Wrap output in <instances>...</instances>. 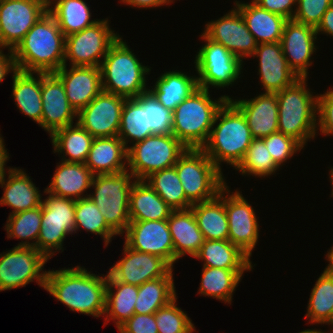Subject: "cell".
Masks as SVG:
<instances>
[{"mask_svg": "<svg viewBox=\"0 0 333 333\" xmlns=\"http://www.w3.org/2000/svg\"><path fill=\"white\" fill-rule=\"evenodd\" d=\"M107 275H95L82 266L47 272L44 289L70 311L92 315L105 313Z\"/></svg>", "mask_w": 333, "mask_h": 333, "instance_id": "obj_1", "label": "cell"}, {"mask_svg": "<svg viewBox=\"0 0 333 333\" xmlns=\"http://www.w3.org/2000/svg\"><path fill=\"white\" fill-rule=\"evenodd\" d=\"M17 69L55 73L64 65L65 35L49 13H45L13 50Z\"/></svg>", "mask_w": 333, "mask_h": 333, "instance_id": "obj_2", "label": "cell"}, {"mask_svg": "<svg viewBox=\"0 0 333 333\" xmlns=\"http://www.w3.org/2000/svg\"><path fill=\"white\" fill-rule=\"evenodd\" d=\"M253 139L246 117L227 100L217 112L209 138L201 149L222 172V162L234 168L239 165Z\"/></svg>", "mask_w": 333, "mask_h": 333, "instance_id": "obj_3", "label": "cell"}, {"mask_svg": "<svg viewBox=\"0 0 333 333\" xmlns=\"http://www.w3.org/2000/svg\"><path fill=\"white\" fill-rule=\"evenodd\" d=\"M227 95L213 100L209 90L198 87L172 112V134L187 148L201 149L207 142L215 117Z\"/></svg>", "mask_w": 333, "mask_h": 333, "instance_id": "obj_4", "label": "cell"}, {"mask_svg": "<svg viewBox=\"0 0 333 333\" xmlns=\"http://www.w3.org/2000/svg\"><path fill=\"white\" fill-rule=\"evenodd\" d=\"M307 78L275 93L278 102V131L297 140L303 147L316 136L318 96L307 89Z\"/></svg>", "mask_w": 333, "mask_h": 333, "instance_id": "obj_5", "label": "cell"}, {"mask_svg": "<svg viewBox=\"0 0 333 333\" xmlns=\"http://www.w3.org/2000/svg\"><path fill=\"white\" fill-rule=\"evenodd\" d=\"M136 57L121 37L110 46L100 65L103 91L127 99L148 92L145 82L151 69Z\"/></svg>", "mask_w": 333, "mask_h": 333, "instance_id": "obj_6", "label": "cell"}, {"mask_svg": "<svg viewBox=\"0 0 333 333\" xmlns=\"http://www.w3.org/2000/svg\"><path fill=\"white\" fill-rule=\"evenodd\" d=\"M135 181V177L128 170L93 177L91 187L95 192L88 197L96 204L107 225L117 235L123 236L130 223L129 199Z\"/></svg>", "mask_w": 333, "mask_h": 333, "instance_id": "obj_7", "label": "cell"}, {"mask_svg": "<svg viewBox=\"0 0 333 333\" xmlns=\"http://www.w3.org/2000/svg\"><path fill=\"white\" fill-rule=\"evenodd\" d=\"M174 166L192 204L214 199L227 184L223 173L202 149L188 148Z\"/></svg>", "mask_w": 333, "mask_h": 333, "instance_id": "obj_8", "label": "cell"}, {"mask_svg": "<svg viewBox=\"0 0 333 333\" xmlns=\"http://www.w3.org/2000/svg\"><path fill=\"white\" fill-rule=\"evenodd\" d=\"M129 146L127 170L136 180H145L152 173L172 167L188 149L172 133L152 134Z\"/></svg>", "mask_w": 333, "mask_h": 333, "instance_id": "obj_9", "label": "cell"}, {"mask_svg": "<svg viewBox=\"0 0 333 333\" xmlns=\"http://www.w3.org/2000/svg\"><path fill=\"white\" fill-rule=\"evenodd\" d=\"M205 44L195 56V71L198 73V87L209 90L234 85L243 69V61L233 55L222 44L209 39L204 33Z\"/></svg>", "mask_w": 333, "mask_h": 333, "instance_id": "obj_10", "label": "cell"}, {"mask_svg": "<svg viewBox=\"0 0 333 333\" xmlns=\"http://www.w3.org/2000/svg\"><path fill=\"white\" fill-rule=\"evenodd\" d=\"M42 200V221L36 249L51 259L55 252H63V241L75 233L76 200L47 193ZM55 249V251H54Z\"/></svg>", "mask_w": 333, "mask_h": 333, "instance_id": "obj_11", "label": "cell"}, {"mask_svg": "<svg viewBox=\"0 0 333 333\" xmlns=\"http://www.w3.org/2000/svg\"><path fill=\"white\" fill-rule=\"evenodd\" d=\"M120 37L109 26L108 18L65 37L64 65L100 67L110 46Z\"/></svg>", "mask_w": 333, "mask_h": 333, "instance_id": "obj_12", "label": "cell"}, {"mask_svg": "<svg viewBox=\"0 0 333 333\" xmlns=\"http://www.w3.org/2000/svg\"><path fill=\"white\" fill-rule=\"evenodd\" d=\"M49 259L33 247L15 246L0 254V291L24 287L36 280L45 287L47 271L44 264Z\"/></svg>", "mask_w": 333, "mask_h": 333, "instance_id": "obj_13", "label": "cell"}, {"mask_svg": "<svg viewBox=\"0 0 333 333\" xmlns=\"http://www.w3.org/2000/svg\"><path fill=\"white\" fill-rule=\"evenodd\" d=\"M47 12L46 0H0V49L13 51Z\"/></svg>", "mask_w": 333, "mask_h": 333, "instance_id": "obj_14", "label": "cell"}, {"mask_svg": "<svg viewBox=\"0 0 333 333\" xmlns=\"http://www.w3.org/2000/svg\"><path fill=\"white\" fill-rule=\"evenodd\" d=\"M123 251L124 257L109 269L107 281L139 287L149 280L173 277V267L162 257L132 250L125 243Z\"/></svg>", "mask_w": 333, "mask_h": 333, "instance_id": "obj_15", "label": "cell"}, {"mask_svg": "<svg viewBox=\"0 0 333 333\" xmlns=\"http://www.w3.org/2000/svg\"><path fill=\"white\" fill-rule=\"evenodd\" d=\"M126 99L102 90L77 113L76 121L94 138L118 136Z\"/></svg>", "mask_w": 333, "mask_h": 333, "instance_id": "obj_16", "label": "cell"}, {"mask_svg": "<svg viewBox=\"0 0 333 333\" xmlns=\"http://www.w3.org/2000/svg\"><path fill=\"white\" fill-rule=\"evenodd\" d=\"M229 192L226 184L225 210L229 228L228 240L251 257L259 238L256 212L239 191L231 192L232 194Z\"/></svg>", "mask_w": 333, "mask_h": 333, "instance_id": "obj_17", "label": "cell"}, {"mask_svg": "<svg viewBox=\"0 0 333 333\" xmlns=\"http://www.w3.org/2000/svg\"><path fill=\"white\" fill-rule=\"evenodd\" d=\"M205 25L203 32L209 39L222 44L242 61L254 54L258 43L236 7L223 17L211 20Z\"/></svg>", "mask_w": 333, "mask_h": 333, "instance_id": "obj_18", "label": "cell"}, {"mask_svg": "<svg viewBox=\"0 0 333 333\" xmlns=\"http://www.w3.org/2000/svg\"><path fill=\"white\" fill-rule=\"evenodd\" d=\"M125 244L132 250L157 255L174 267V245L167 219L130 221Z\"/></svg>", "mask_w": 333, "mask_h": 333, "instance_id": "obj_19", "label": "cell"}, {"mask_svg": "<svg viewBox=\"0 0 333 333\" xmlns=\"http://www.w3.org/2000/svg\"><path fill=\"white\" fill-rule=\"evenodd\" d=\"M316 40L315 28L293 19L286 21L280 42L288 66L298 78L308 79V67L313 63L311 56L317 49Z\"/></svg>", "mask_w": 333, "mask_h": 333, "instance_id": "obj_20", "label": "cell"}, {"mask_svg": "<svg viewBox=\"0 0 333 333\" xmlns=\"http://www.w3.org/2000/svg\"><path fill=\"white\" fill-rule=\"evenodd\" d=\"M41 127L51 136L56 130L73 125L76 111L69 104L63 83L55 73H41Z\"/></svg>", "mask_w": 333, "mask_h": 333, "instance_id": "obj_21", "label": "cell"}, {"mask_svg": "<svg viewBox=\"0 0 333 333\" xmlns=\"http://www.w3.org/2000/svg\"><path fill=\"white\" fill-rule=\"evenodd\" d=\"M252 56L259 57L258 75L265 93L280 92L299 79L288 66L281 42L258 44Z\"/></svg>", "mask_w": 333, "mask_h": 333, "instance_id": "obj_22", "label": "cell"}, {"mask_svg": "<svg viewBox=\"0 0 333 333\" xmlns=\"http://www.w3.org/2000/svg\"><path fill=\"white\" fill-rule=\"evenodd\" d=\"M55 74L61 79L71 107L78 113L103 89L100 67L63 65Z\"/></svg>", "mask_w": 333, "mask_h": 333, "instance_id": "obj_23", "label": "cell"}, {"mask_svg": "<svg viewBox=\"0 0 333 333\" xmlns=\"http://www.w3.org/2000/svg\"><path fill=\"white\" fill-rule=\"evenodd\" d=\"M246 117L254 139L278 131V102L275 93H261L251 99H230Z\"/></svg>", "mask_w": 333, "mask_h": 333, "instance_id": "obj_24", "label": "cell"}, {"mask_svg": "<svg viewBox=\"0 0 333 333\" xmlns=\"http://www.w3.org/2000/svg\"><path fill=\"white\" fill-rule=\"evenodd\" d=\"M127 155L128 149L118 136L94 138L84 164L94 175L120 173L127 171Z\"/></svg>", "mask_w": 333, "mask_h": 333, "instance_id": "obj_25", "label": "cell"}, {"mask_svg": "<svg viewBox=\"0 0 333 333\" xmlns=\"http://www.w3.org/2000/svg\"><path fill=\"white\" fill-rule=\"evenodd\" d=\"M93 177L94 174L84 163L61 160L45 191L58 197L79 200L89 196L84 193L91 188Z\"/></svg>", "mask_w": 333, "mask_h": 333, "instance_id": "obj_26", "label": "cell"}, {"mask_svg": "<svg viewBox=\"0 0 333 333\" xmlns=\"http://www.w3.org/2000/svg\"><path fill=\"white\" fill-rule=\"evenodd\" d=\"M6 170H8V179L5 176L0 183L1 188L4 187L0 205H7L13 209L9 215L41 206L42 194L28 174L16 167H9Z\"/></svg>", "mask_w": 333, "mask_h": 333, "instance_id": "obj_27", "label": "cell"}, {"mask_svg": "<svg viewBox=\"0 0 333 333\" xmlns=\"http://www.w3.org/2000/svg\"><path fill=\"white\" fill-rule=\"evenodd\" d=\"M167 222L174 245V263L187 254L194 257L205 239L192 209L173 210Z\"/></svg>", "mask_w": 333, "mask_h": 333, "instance_id": "obj_28", "label": "cell"}, {"mask_svg": "<svg viewBox=\"0 0 333 333\" xmlns=\"http://www.w3.org/2000/svg\"><path fill=\"white\" fill-rule=\"evenodd\" d=\"M234 4L258 44L281 41L286 18L261 8L253 0L250 3L236 0Z\"/></svg>", "mask_w": 333, "mask_h": 333, "instance_id": "obj_29", "label": "cell"}, {"mask_svg": "<svg viewBox=\"0 0 333 333\" xmlns=\"http://www.w3.org/2000/svg\"><path fill=\"white\" fill-rule=\"evenodd\" d=\"M205 240H228L229 228L225 210V186L209 201L190 207Z\"/></svg>", "mask_w": 333, "mask_h": 333, "instance_id": "obj_30", "label": "cell"}, {"mask_svg": "<svg viewBox=\"0 0 333 333\" xmlns=\"http://www.w3.org/2000/svg\"><path fill=\"white\" fill-rule=\"evenodd\" d=\"M173 209L145 180H136L130 191V221L165 220Z\"/></svg>", "mask_w": 333, "mask_h": 333, "instance_id": "obj_31", "label": "cell"}, {"mask_svg": "<svg viewBox=\"0 0 333 333\" xmlns=\"http://www.w3.org/2000/svg\"><path fill=\"white\" fill-rule=\"evenodd\" d=\"M154 84L148 91L171 112L198 88L197 77L179 70L161 74Z\"/></svg>", "mask_w": 333, "mask_h": 333, "instance_id": "obj_32", "label": "cell"}, {"mask_svg": "<svg viewBox=\"0 0 333 333\" xmlns=\"http://www.w3.org/2000/svg\"><path fill=\"white\" fill-rule=\"evenodd\" d=\"M204 261L203 266L221 269H252L250 257L229 240H205L193 257Z\"/></svg>", "mask_w": 333, "mask_h": 333, "instance_id": "obj_33", "label": "cell"}, {"mask_svg": "<svg viewBox=\"0 0 333 333\" xmlns=\"http://www.w3.org/2000/svg\"><path fill=\"white\" fill-rule=\"evenodd\" d=\"M36 74V76H34ZM12 96L19 111L41 126V73L16 71L12 75ZM36 77V78H35Z\"/></svg>", "mask_w": 333, "mask_h": 333, "instance_id": "obj_34", "label": "cell"}, {"mask_svg": "<svg viewBox=\"0 0 333 333\" xmlns=\"http://www.w3.org/2000/svg\"><path fill=\"white\" fill-rule=\"evenodd\" d=\"M54 153L64 154L62 161L85 163L94 137L77 122L56 130L51 136ZM68 158H66V157Z\"/></svg>", "mask_w": 333, "mask_h": 333, "instance_id": "obj_35", "label": "cell"}, {"mask_svg": "<svg viewBox=\"0 0 333 333\" xmlns=\"http://www.w3.org/2000/svg\"><path fill=\"white\" fill-rule=\"evenodd\" d=\"M48 12L54 17L65 37L99 21L90 20L92 13L84 0H51L48 3Z\"/></svg>", "mask_w": 333, "mask_h": 333, "instance_id": "obj_36", "label": "cell"}, {"mask_svg": "<svg viewBox=\"0 0 333 333\" xmlns=\"http://www.w3.org/2000/svg\"><path fill=\"white\" fill-rule=\"evenodd\" d=\"M137 294L138 286L119 281H107L105 326L110 319L114 320L117 329L124 324L135 313Z\"/></svg>", "mask_w": 333, "mask_h": 333, "instance_id": "obj_37", "label": "cell"}, {"mask_svg": "<svg viewBox=\"0 0 333 333\" xmlns=\"http://www.w3.org/2000/svg\"><path fill=\"white\" fill-rule=\"evenodd\" d=\"M202 278L198 294L210 296L231 305L233 292L241 282L243 273L251 269H221L205 267L202 269Z\"/></svg>", "mask_w": 333, "mask_h": 333, "instance_id": "obj_38", "label": "cell"}, {"mask_svg": "<svg viewBox=\"0 0 333 333\" xmlns=\"http://www.w3.org/2000/svg\"><path fill=\"white\" fill-rule=\"evenodd\" d=\"M308 302L305 318L309 323L333 327V274L327 268L317 279Z\"/></svg>", "mask_w": 333, "mask_h": 333, "instance_id": "obj_39", "label": "cell"}, {"mask_svg": "<svg viewBox=\"0 0 333 333\" xmlns=\"http://www.w3.org/2000/svg\"><path fill=\"white\" fill-rule=\"evenodd\" d=\"M176 296L173 277L146 281L138 287L134 311L136 314H153Z\"/></svg>", "mask_w": 333, "mask_h": 333, "instance_id": "obj_40", "label": "cell"}, {"mask_svg": "<svg viewBox=\"0 0 333 333\" xmlns=\"http://www.w3.org/2000/svg\"><path fill=\"white\" fill-rule=\"evenodd\" d=\"M145 181L173 210H184L192 206L186 198L175 166L154 172Z\"/></svg>", "mask_w": 333, "mask_h": 333, "instance_id": "obj_41", "label": "cell"}, {"mask_svg": "<svg viewBox=\"0 0 333 333\" xmlns=\"http://www.w3.org/2000/svg\"><path fill=\"white\" fill-rule=\"evenodd\" d=\"M153 133L148 128L147 110L135 99H126L122 108L118 137L127 149L128 143L143 141Z\"/></svg>", "mask_w": 333, "mask_h": 333, "instance_id": "obj_42", "label": "cell"}, {"mask_svg": "<svg viewBox=\"0 0 333 333\" xmlns=\"http://www.w3.org/2000/svg\"><path fill=\"white\" fill-rule=\"evenodd\" d=\"M41 221L42 204L39 207L9 215L4 228L7 232V238L25 240L17 246L33 247L36 249ZM29 240H32V243Z\"/></svg>", "mask_w": 333, "mask_h": 333, "instance_id": "obj_43", "label": "cell"}, {"mask_svg": "<svg viewBox=\"0 0 333 333\" xmlns=\"http://www.w3.org/2000/svg\"><path fill=\"white\" fill-rule=\"evenodd\" d=\"M79 228L92 234L100 235L105 242V247L117 235L106 223L96 204L90 197L76 200L75 204V233Z\"/></svg>", "mask_w": 333, "mask_h": 333, "instance_id": "obj_44", "label": "cell"}, {"mask_svg": "<svg viewBox=\"0 0 333 333\" xmlns=\"http://www.w3.org/2000/svg\"><path fill=\"white\" fill-rule=\"evenodd\" d=\"M279 168L268 152L264 140L258 138L253 139L242 161L235 169L243 176L248 174L263 178V176L273 175Z\"/></svg>", "mask_w": 333, "mask_h": 333, "instance_id": "obj_45", "label": "cell"}, {"mask_svg": "<svg viewBox=\"0 0 333 333\" xmlns=\"http://www.w3.org/2000/svg\"><path fill=\"white\" fill-rule=\"evenodd\" d=\"M177 297L155 312L158 333H193L195 326L188 315L177 307Z\"/></svg>", "mask_w": 333, "mask_h": 333, "instance_id": "obj_46", "label": "cell"}, {"mask_svg": "<svg viewBox=\"0 0 333 333\" xmlns=\"http://www.w3.org/2000/svg\"><path fill=\"white\" fill-rule=\"evenodd\" d=\"M147 110L148 128L153 134L172 132V112L148 91L135 98Z\"/></svg>", "mask_w": 333, "mask_h": 333, "instance_id": "obj_47", "label": "cell"}, {"mask_svg": "<svg viewBox=\"0 0 333 333\" xmlns=\"http://www.w3.org/2000/svg\"><path fill=\"white\" fill-rule=\"evenodd\" d=\"M262 139L272 159L279 167L304 148L297 140L279 131Z\"/></svg>", "mask_w": 333, "mask_h": 333, "instance_id": "obj_48", "label": "cell"}, {"mask_svg": "<svg viewBox=\"0 0 333 333\" xmlns=\"http://www.w3.org/2000/svg\"><path fill=\"white\" fill-rule=\"evenodd\" d=\"M332 4L333 0H297L293 20L316 29Z\"/></svg>", "mask_w": 333, "mask_h": 333, "instance_id": "obj_49", "label": "cell"}, {"mask_svg": "<svg viewBox=\"0 0 333 333\" xmlns=\"http://www.w3.org/2000/svg\"><path fill=\"white\" fill-rule=\"evenodd\" d=\"M317 96V129L325 136H333V87Z\"/></svg>", "mask_w": 333, "mask_h": 333, "instance_id": "obj_50", "label": "cell"}, {"mask_svg": "<svg viewBox=\"0 0 333 333\" xmlns=\"http://www.w3.org/2000/svg\"><path fill=\"white\" fill-rule=\"evenodd\" d=\"M118 331L120 333H158L155 313L136 314L134 313Z\"/></svg>", "mask_w": 333, "mask_h": 333, "instance_id": "obj_51", "label": "cell"}, {"mask_svg": "<svg viewBox=\"0 0 333 333\" xmlns=\"http://www.w3.org/2000/svg\"><path fill=\"white\" fill-rule=\"evenodd\" d=\"M261 8L269 12L278 14L287 20L293 19L297 6V0H253Z\"/></svg>", "mask_w": 333, "mask_h": 333, "instance_id": "obj_52", "label": "cell"}, {"mask_svg": "<svg viewBox=\"0 0 333 333\" xmlns=\"http://www.w3.org/2000/svg\"><path fill=\"white\" fill-rule=\"evenodd\" d=\"M11 71V72H10ZM18 71L14 54L12 50H8V54H4L0 49V83L4 80L8 73H15Z\"/></svg>", "mask_w": 333, "mask_h": 333, "instance_id": "obj_53", "label": "cell"}, {"mask_svg": "<svg viewBox=\"0 0 333 333\" xmlns=\"http://www.w3.org/2000/svg\"><path fill=\"white\" fill-rule=\"evenodd\" d=\"M317 34H327L333 36V4L326 10L320 24L316 28Z\"/></svg>", "mask_w": 333, "mask_h": 333, "instance_id": "obj_54", "label": "cell"}, {"mask_svg": "<svg viewBox=\"0 0 333 333\" xmlns=\"http://www.w3.org/2000/svg\"><path fill=\"white\" fill-rule=\"evenodd\" d=\"M120 2H123L125 5H131V7H138L141 8H154V7H161L163 5H169V3L166 0H120Z\"/></svg>", "mask_w": 333, "mask_h": 333, "instance_id": "obj_55", "label": "cell"}, {"mask_svg": "<svg viewBox=\"0 0 333 333\" xmlns=\"http://www.w3.org/2000/svg\"><path fill=\"white\" fill-rule=\"evenodd\" d=\"M4 139L1 137L0 134V183L4 180V177L6 176V170L5 166L7 161L9 160V154L7 153V149H5L4 145Z\"/></svg>", "mask_w": 333, "mask_h": 333, "instance_id": "obj_56", "label": "cell"}, {"mask_svg": "<svg viewBox=\"0 0 333 333\" xmlns=\"http://www.w3.org/2000/svg\"><path fill=\"white\" fill-rule=\"evenodd\" d=\"M327 257L326 260H328L329 264L328 266H326V268L333 274V246L331 247V249H329V251L327 252V255H325Z\"/></svg>", "mask_w": 333, "mask_h": 333, "instance_id": "obj_57", "label": "cell"}, {"mask_svg": "<svg viewBox=\"0 0 333 333\" xmlns=\"http://www.w3.org/2000/svg\"><path fill=\"white\" fill-rule=\"evenodd\" d=\"M299 333H326V332H324V331H320V330H315V329H307V330H303V331H301V332H299ZM332 333V332H331Z\"/></svg>", "mask_w": 333, "mask_h": 333, "instance_id": "obj_58", "label": "cell"}, {"mask_svg": "<svg viewBox=\"0 0 333 333\" xmlns=\"http://www.w3.org/2000/svg\"><path fill=\"white\" fill-rule=\"evenodd\" d=\"M329 174H330V178H331L330 180H331V183H332V184H331V185H332V192H331L332 194H331V195L333 196V168H331Z\"/></svg>", "mask_w": 333, "mask_h": 333, "instance_id": "obj_59", "label": "cell"}, {"mask_svg": "<svg viewBox=\"0 0 333 333\" xmlns=\"http://www.w3.org/2000/svg\"><path fill=\"white\" fill-rule=\"evenodd\" d=\"M166 1H167L168 3H170V4H171V3H174V2H173L174 0H166Z\"/></svg>", "mask_w": 333, "mask_h": 333, "instance_id": "obj_60", "label": "cell"}]
</instances>
